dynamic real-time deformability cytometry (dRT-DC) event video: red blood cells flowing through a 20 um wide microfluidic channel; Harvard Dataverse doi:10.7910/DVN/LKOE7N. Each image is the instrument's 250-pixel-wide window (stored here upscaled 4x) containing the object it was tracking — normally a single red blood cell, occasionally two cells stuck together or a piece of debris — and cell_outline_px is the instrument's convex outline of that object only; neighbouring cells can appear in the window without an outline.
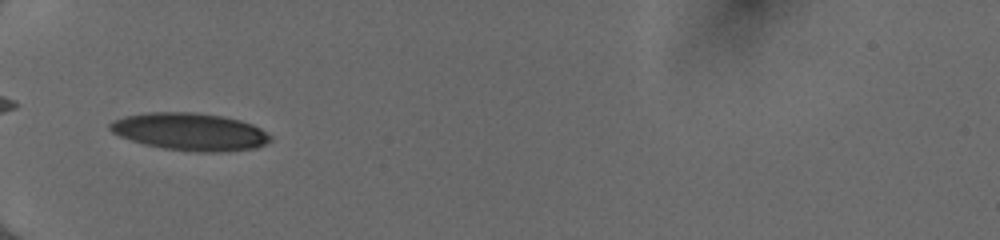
{"species": "human", "species_latin": "Homo sapiens", "temperature_condition": "cold", "stored_images_in_passage": 33, "camera_frame_rate_fps": 3000, "um_per_image_px": 0.085, "donor": {"sex": "female"}, "frame": {"image": 1, "passage_image": 1, "time_ms": 0.0, "image_size_px": [1000, 240], "cell_outline_px": [[272, 140], [256, 148], [220, 152], [196, 152], [164, 148], [144, 144], [120, 136], [112, 132], [108, 128], [108, 124], [112, 120], [124, 116], [148, 112], [196, 112], [220, 116], [240, 120], [252, 124], [260, 128], [272, 136]], "centroid_in_image_um": [16.14, 11.19], "position_along_channel_um": 68.9, "area_um2": 35.08}}
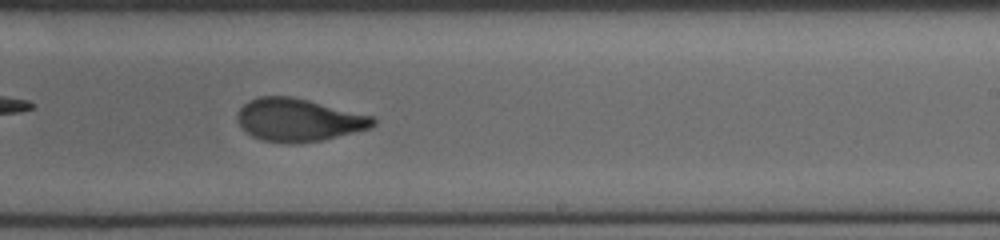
{"frame": {"image": 2, "passage_image": 16, "time_ms": 5.0, "image_size_px": [1000, 240], "cell_outline_px": [[376, 124], [372, 128], [320, 140], [292, 144], [288, 144], [260, 140], [252, 136], [236, 120], [236, 116], [240, 108], [248, 100], [260, 96], [292, 96], [372, 116], [376, 120]], "centroid_in_image_um": [25.36, 10.19], "position_along_channel_um": 263.6, "area_um2": 33.76}}
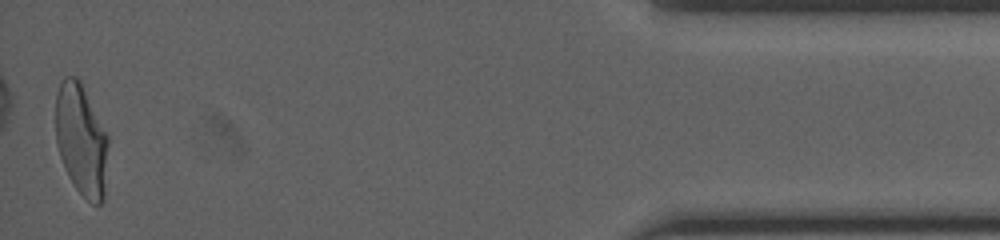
{"frame": {"image": 3, "passage_image": 33, "time_ms": 10.667, "image_size_px": [1000, 240], "cell_outline_px": [[108, 144], [104, 200], [100, 204], [92, 204], [76, 188], [68, 176], [60, 156], [56, 144], [56, 92], [64, 76], [76, 76], [80, 80], [108, 136]], "centroid_in_image_um": [6.91, 11.89], "position_along_channel_um": 428.3, "area_um2": 34.16}, "authors_computed_cell_mechanics": {"area_um2": 34.3332, "velocity_mm_per_s": 4.041, "shape_relaxation_time_tau1_ms": 3.5644, "shape_relaxation_time_tau2_ms": 1.0981, "deformation_change_tau1": 0.1924, "deformation_change_tau2": 0.0782}}